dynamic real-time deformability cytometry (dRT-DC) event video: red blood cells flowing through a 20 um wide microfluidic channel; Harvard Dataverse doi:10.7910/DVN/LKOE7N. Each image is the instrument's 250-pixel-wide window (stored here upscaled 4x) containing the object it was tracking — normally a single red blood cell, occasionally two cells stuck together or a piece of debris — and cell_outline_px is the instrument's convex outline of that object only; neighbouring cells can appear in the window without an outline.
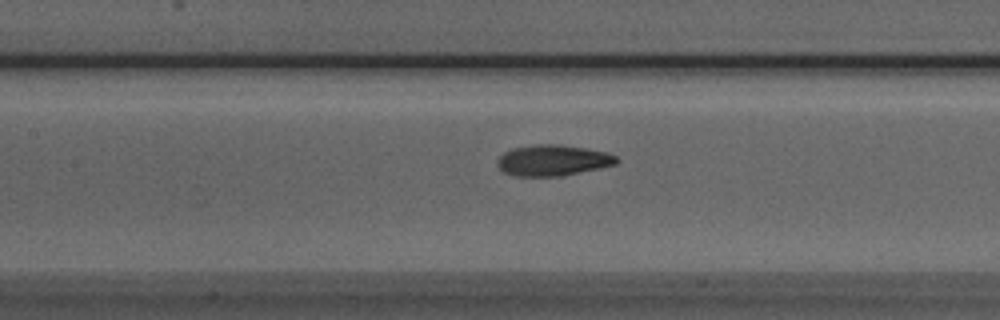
{"species": "Egyptian fruit bat (a non-hibernating species)", "species_latin": "Rousettus aegyptiacus", "temperature_condition": "room temperature", "stored_images_in_passage": 40, "camera_frame_rate_fps": 3000, "um_per_image_px": 0.085, "animal": {"sex": "male"}, "frame": {"image": 1, "passage_image": 14, "time_ms": 4.333, "image_size_px": [1000, 320], "cell_outline_px": [[620, 160], [616, 164], [600, 168], [564, 176], [512, 176], [504, 172], [496, 164], [496, 160], [504, 152], [512, 148], [540, 144], [556, 144], [584, 148], [608, 152], [616, 156]], "centroid_in_image_um": [46.99, 13.64], "position_along_channel_um": 160.4, "area_um2": 21.62}}
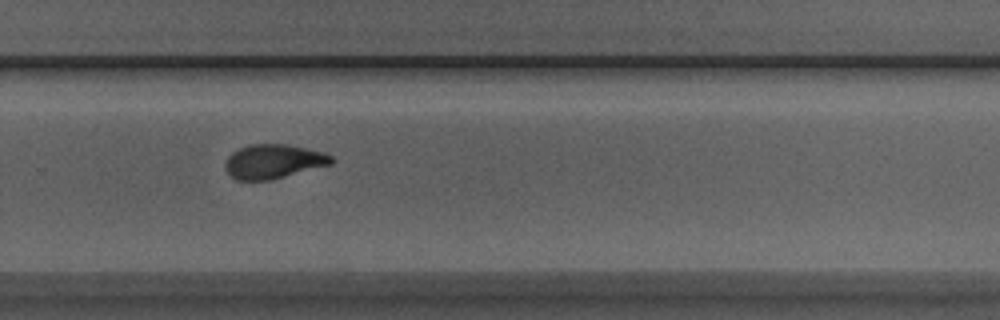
{"frame": {"image": 2, "passage_image": 25, "time_ms": 8.0, "image_size_px": [1000, 320], "cell_outline_px": [[336, 160], [332, 164], [268, 180], [236, 180], [224, 168], [224, 164], [228, 156], [232, 152], [240, 148], [252, 144], [284, 144], [324, 152], [332, 156]], "centroid_in_image_um": [23.24, 13.72], "position_along_channel_um": 306.6, "area_um2": 20.98}}
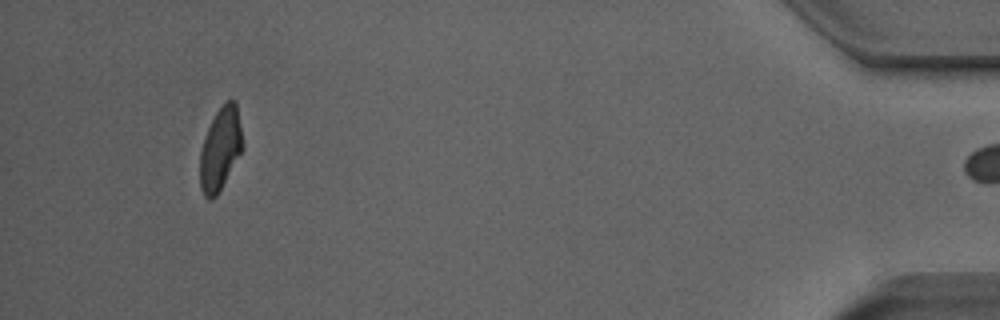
{"frame": {"image": 3, "passage_image": 39, "time_ms": 12.667, "image_size_px": [1000, 320], "cell_outline_px": [[244, 148], [216, 196], [212, 200], [208, 200], [204, 196], [200, 188], [200, 152], [204, 136], [216, 112], [228, 100], [236, 100], [244, 140]], "centroid_in_image_um": [18.74, 12.66], "position_along_channel_um": 416.5, "area_um2": 20.75}, "authors_computed_cell_mechanics": {"area_um2": 21.3571, "velocity_mm_per_s": 3.9958, "shape_relaxation_time_tau1_ms": 4.0704, "shape_relaxation_time_tau2_ms": 1.8551, "deformation_change_tau1": 0.1524, "deformation_change_tau2": 0.0835}}